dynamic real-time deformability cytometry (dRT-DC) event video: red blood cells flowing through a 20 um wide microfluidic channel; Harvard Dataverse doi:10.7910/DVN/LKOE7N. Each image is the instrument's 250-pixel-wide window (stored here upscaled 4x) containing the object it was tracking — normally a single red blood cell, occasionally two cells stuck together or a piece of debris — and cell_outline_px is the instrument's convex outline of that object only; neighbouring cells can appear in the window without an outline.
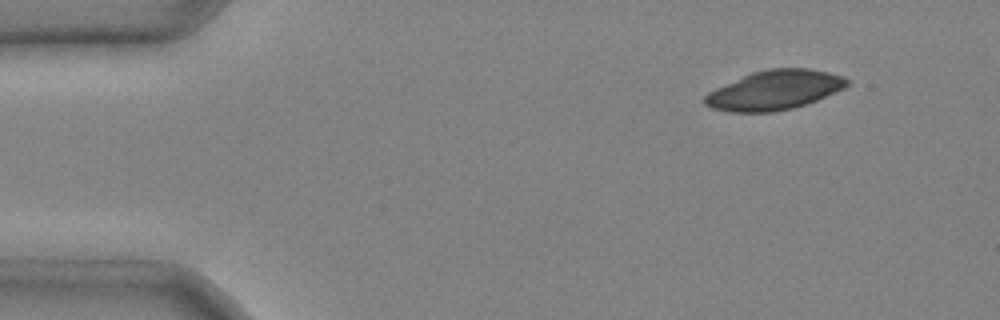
{"species": "common noctule bat (a hibernating species)", "species_latin": "Nyctalus noctula", "temperature_condition": "cold", "stored_images_in_passage": 4, "camera_frame_rate_fps": 3000, "um_per_image_px": 0.085, "animal": {"sex": "male", "body_mass_g": 20.4}, "frame": {"image": 1, "passage_image": 1, "time_ms": 0.0, "image_size_px": [1000, 320], "cell_outline_px": [[848, 84], [844, 88], [816, 100], [792, 108], [772, 112], [732, 112], [712, 108], [704, 104], [704, 96], [708, 92], [716, 88], [752, 72], [768, 68], [808, 68], [828, 72], [844, 76], [848, 80]], "centroid_in_image_um": [65.82, 7.65], "position_along_channel_um": 19.2, "area_um2": 32.43}}